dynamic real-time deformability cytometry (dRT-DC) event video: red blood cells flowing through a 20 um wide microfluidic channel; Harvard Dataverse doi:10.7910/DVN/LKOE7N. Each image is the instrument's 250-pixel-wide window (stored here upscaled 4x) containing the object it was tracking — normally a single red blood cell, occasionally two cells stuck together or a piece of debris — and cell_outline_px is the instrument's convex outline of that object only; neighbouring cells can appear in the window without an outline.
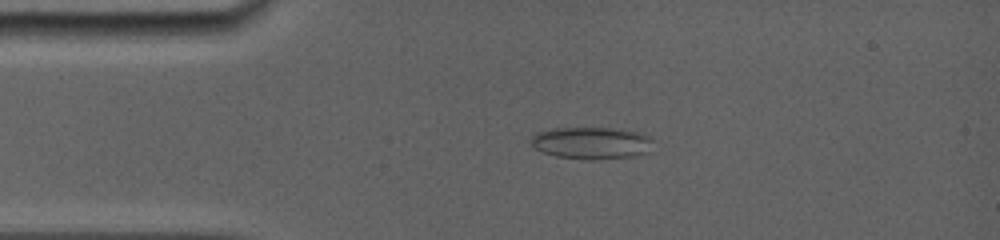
{"species": "common noctule bat (a hibernating species)", "species_latin": "Nyctalus noctula", "temperature_condition": "room temperature", "stored_images_in_passage": 8, "camera_frame_rate_fps": 5000, "um_per_image_px": 0.085, "animal": {"sex": "female", "body_mass_g": 19.0, "forearm_length_mm": 56.7}, "frame": {"image": 1, "passage_image": 1, "time_ms": 0.0, "image_size_px": [1000, 240], "cell_outline_px": [[652, 140], [648, 152], [632, 156], [592, 160], [584, 160], [556, 156], [544, 152], [536, 148], [532, 144], [532, 136], [536, 132], [552, 128], [612, 128], [640, 132], [652, 136]], "centroid_in_image_um": [50.29, 12.15], "position_along_channel_um": 34.7, "area_um2": 22.83}}